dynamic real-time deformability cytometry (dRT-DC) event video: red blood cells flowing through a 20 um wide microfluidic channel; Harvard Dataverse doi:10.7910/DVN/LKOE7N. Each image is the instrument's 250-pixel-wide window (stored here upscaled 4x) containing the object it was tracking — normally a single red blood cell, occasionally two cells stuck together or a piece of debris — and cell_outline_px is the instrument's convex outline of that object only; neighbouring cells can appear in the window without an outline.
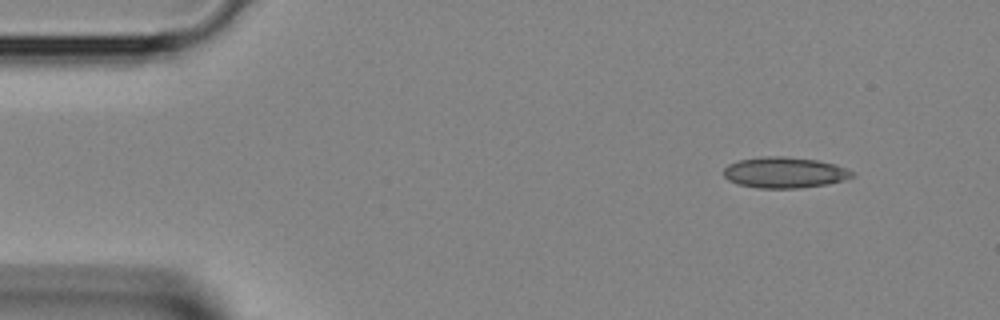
{"species": "Egyptian fruit bat (a non-hibernating species)", "species_latin": "Rousettus aegyptiacus", "temperature_condition": "room temperature", "stored_images_in_passage": 2, "camera_frame_rate_fps": 3000, "um_per_image_px": 0.085, "animal": {"sex": "female"}, "frame": {"image": 1, "passage_image": 1, "time_ms": 0.0, "image_size_px": [1000, 320], "cell_outline_px": [[856, 176], [844, 180], [828, 184], [800, 188], [760, 188], [736, 184], [728, 180], [724, 176], [724, 168], [728, 164], [740, 160], [764, 156], [784, 156], [816, 160], [836, 164], [856, 172]], "centroid_in_image_um": [66.72, 14.67], "position_along_channel_um": 18.3, "area_um2": 23.35}}